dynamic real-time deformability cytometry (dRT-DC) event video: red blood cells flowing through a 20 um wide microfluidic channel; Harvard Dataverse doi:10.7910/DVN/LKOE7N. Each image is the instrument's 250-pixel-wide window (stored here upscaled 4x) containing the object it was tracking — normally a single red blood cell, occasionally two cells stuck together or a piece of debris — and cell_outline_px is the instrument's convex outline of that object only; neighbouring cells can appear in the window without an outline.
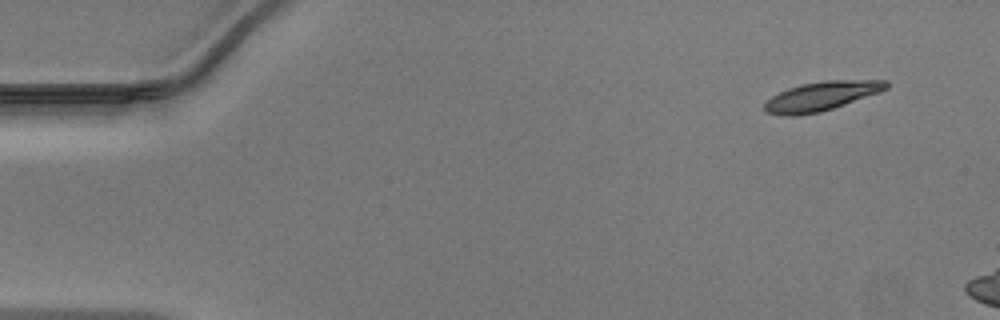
{"species": "Egyptian fruit bat (a non-hibernating species)", "species_latin": "Rousettus aegyptiacus", "temperature_condition": "warm", "stored_images_in_passage": 43, "camera_frame_rate_fps": 3000, "um_per_image_px": 0.085, "animal": {"sex": "male"}, "frame": {"image": 1, "passage_image": 1, "time_ms": 0.0, "image_size_px": [1000, 320], "cell_outline_px": [[888, 88], [880, 92], [820, 112], [796, 116], [784, 116], [764, 112], [764, 104], [772, 96], [788, 88], [800, 84], [824, 80], [888, 80]], "centroid_in_image_um": [69.8, 8.17], "position_along_channel_um": 15.2, "area_um2": 20.63}}
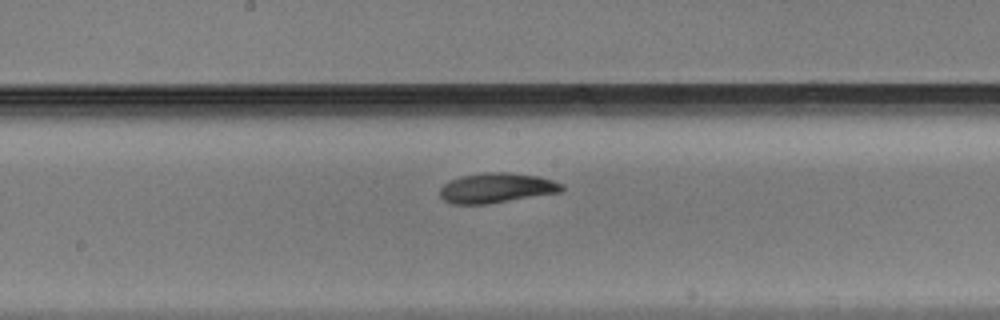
{"frame": {"image": 2, "passage_image": 23, "time_ms": 7.333, "image_size_px": [1000, 320], "cell_outline_px": [[564, 188], [560, 192], [488, 204], [452, 204], [444, 200], [440, 196], [440, 188], [444, 184], [460, 176], [484, 172], [508, 172], [540, 176], [564, 184]], "centroid_in_image_um": [42.21, 15.97], "position_along_channel_um": 206.0, "area_um2": 21.33}}
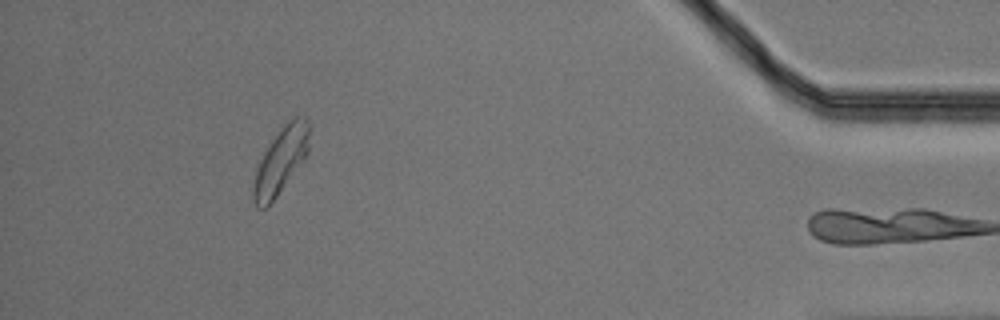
{"frame": {"image": 3, "passage_image": 42, "time_ms": 13.667, "image_size_px": [1000, 320], "cell_outline_px": [[308, 152], [304, 160], [276, 196], [264, 208], [256, 208], [252, 200], [252, 188], [256, 172], [260, 160], [264, 152], [280, 128], [292, 116], [308, 116]], "centroid_in_image_um": [23.86, 13.63], "position_along_channel_um": 411.3, "area_um2": 21.27}}